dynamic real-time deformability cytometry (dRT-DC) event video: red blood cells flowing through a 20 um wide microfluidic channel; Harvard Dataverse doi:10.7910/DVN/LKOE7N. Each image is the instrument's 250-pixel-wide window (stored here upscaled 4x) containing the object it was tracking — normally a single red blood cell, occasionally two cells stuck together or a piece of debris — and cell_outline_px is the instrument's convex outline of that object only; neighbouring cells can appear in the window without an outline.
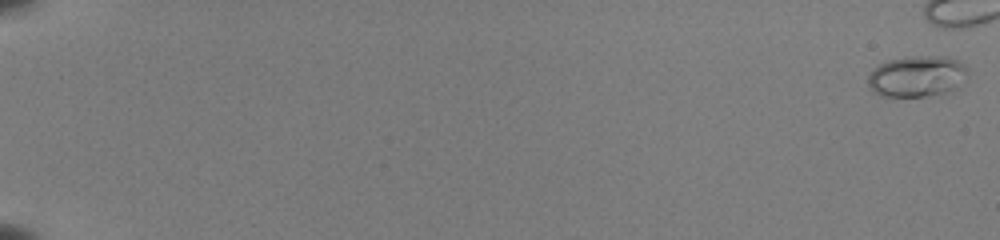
{"species": "common noctule bat (a hibernating species)", "species_latin": "Nyctalus noctula", "temperature_condition": "room temperature", "stored_images_in_passage": 46, "camera_frame_rate_fps": 3000, "um_per_image_px": 0.085, "animal": {"sex": "female", "body_mass_g": 22.0, "forearm_length_mm": 56.7}, "frame": {"image": 1, "passage_image": 1, "time_ms": 0.0, "image_size_px": [1000, 240], "cell_outline_px": [[968, 72], [956, 88], [944, 92], [928, 96], [880, 96], [868, 84], [868, 76], [880, 64], [888, 60], [916, 56], [948, 56], [964, 64], [968, 68]], "centroid_in_image_um": [77.96, 6.47], "position_along_channel_um": 7.0, "area_um2": 23.52}}
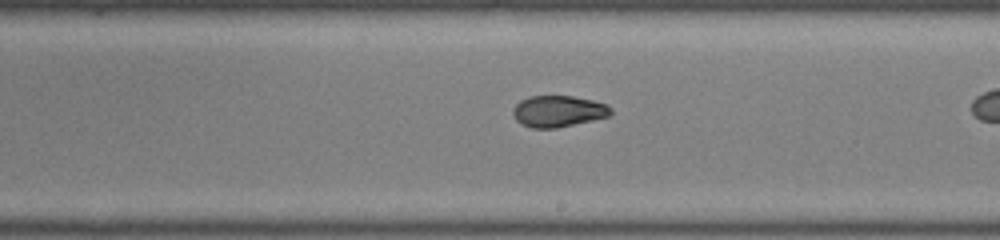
{"frame": {"image": 2, "passage_image": 35, "time_ms": 11.333, "image_size_px": [1000, 240], "cell_outline_px": [[612, 112], [608, 116], [592, 120], [556, 128], [532, 128], [520, 124], [516, 120], [512, 112], [512, 108], [520, 100], [528, 96], [572, 96], [592, 100], [608, 104], [612, 108]], "centroid_in_image_um": [47.42, 9.45], "position_along_channel_um": 241.6, "area_um2": 17.98}}
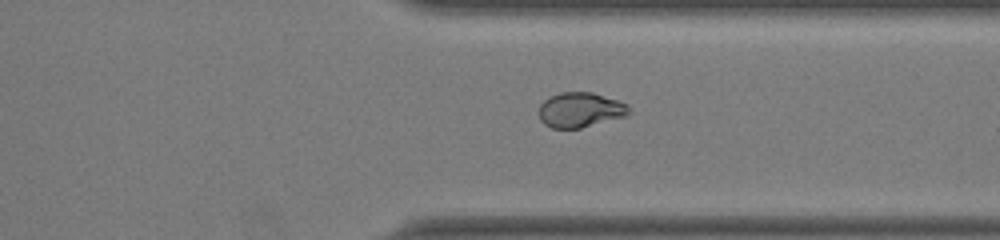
{"frame": {"image": 3, "passage_image": 44, "time_ms": 14.333, "image_size_px": [1000, 240], "cell_outline_px": [[628, 116], [580, 128], [552, 128], [544, 124], [540, 120], [540, 104], [548, 96], [560, 92], [592, 92], [628, 104]], "centroid_in_image_um": [49.31, 9.34], "position_along_channel_um": 362.1, "area_um2": 18.32}}